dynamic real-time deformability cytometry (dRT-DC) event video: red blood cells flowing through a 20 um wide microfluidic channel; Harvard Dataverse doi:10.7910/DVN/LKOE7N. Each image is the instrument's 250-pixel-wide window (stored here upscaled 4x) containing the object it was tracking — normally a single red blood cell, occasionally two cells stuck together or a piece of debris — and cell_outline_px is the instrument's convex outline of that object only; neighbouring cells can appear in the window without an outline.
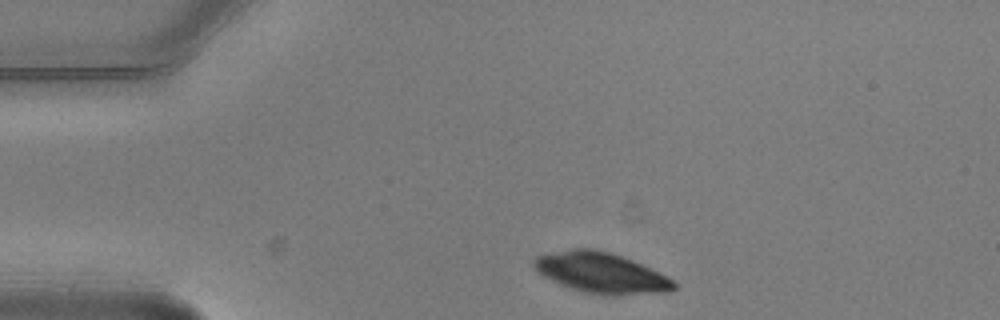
{"species": "common noctule bat (a hibernating species)", "species_latin": "Nyctalus noctula", "temperature_condition": "warm", "stored_images_in_passage": 3, "camera_frame_rate_fps": 3000, "um_per_image_px": 0.085, "animal": {"sex": "male", "body_mass_g": 20.5, "forearm_length_mm": 52.5}, "frame": {"image": 1, "passage_image": 1, "time_ms": 0.0, "image_size_px": [1000, 320], "cell_outline_px": [[676, 288], [668, 292], [616, 296], [604, 296], [584, 292], [568, 288], [544, 276], [532, 264], [532, 260], [536, 256], [572, 248], [592, 248], [608, 252], [632, 260], [672, 280], [676, 284]], "centroid_in_image_um": [51.07, 23.21], "position_along_channel_um": 33.9, "area_um2": 32.89}}